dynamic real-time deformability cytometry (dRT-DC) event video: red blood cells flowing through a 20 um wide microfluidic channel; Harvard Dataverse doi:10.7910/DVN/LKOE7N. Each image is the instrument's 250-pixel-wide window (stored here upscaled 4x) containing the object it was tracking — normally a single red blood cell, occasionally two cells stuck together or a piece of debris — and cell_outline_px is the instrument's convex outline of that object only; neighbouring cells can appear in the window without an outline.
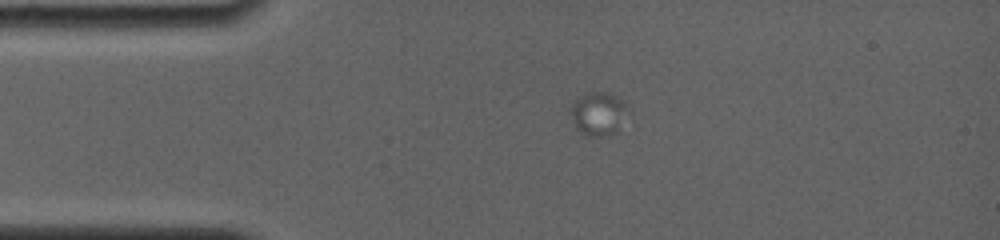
{"species": "common noctule bat (a hibernating species)", "species_latin": "Nyctalus noctula", "temperature_condition": "room temperature", "stored_images_in_passage": 9, "camera_frame_rate_fps": 4000, "um_per_image_px": 0.085, "animal": {"sex": "female", "body_mass_g": 19.0, "forearm_length_mm": 56.7}, "frame": {"image": 1, "passage_image": 1, "time_ms": 0.0, "image_size_px": [1000, 240], "cell_outline_px": [[624, 104], [616, 132], [588, 136], [576, 128], [572, 112], [572, 104], [576, 100], [588, 92], [604, 92], [624, 100]], "centroid_in_image_um": [50.78, 9.62], "position_along_channel_um": 34.2, "area_um2": 13.06}}
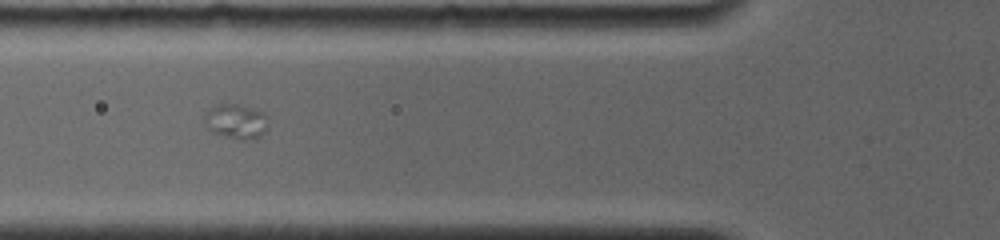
{"frame": {"image": 2, "passage_image": 6, "time_ms": 3.0, "image_size_px": [1000, 240], "cell_outline_px": [[268, 128], [260, 136], [252, 140], [244, 140], [212, 132], [208, 128], [204, 116], [216, 104], [236, 104], [256, 108], [264, 112]], "centroid_in_image_um": [20.11, 10.31], "position_along_channel_um": 105.7, "area_um2": 12.72}}